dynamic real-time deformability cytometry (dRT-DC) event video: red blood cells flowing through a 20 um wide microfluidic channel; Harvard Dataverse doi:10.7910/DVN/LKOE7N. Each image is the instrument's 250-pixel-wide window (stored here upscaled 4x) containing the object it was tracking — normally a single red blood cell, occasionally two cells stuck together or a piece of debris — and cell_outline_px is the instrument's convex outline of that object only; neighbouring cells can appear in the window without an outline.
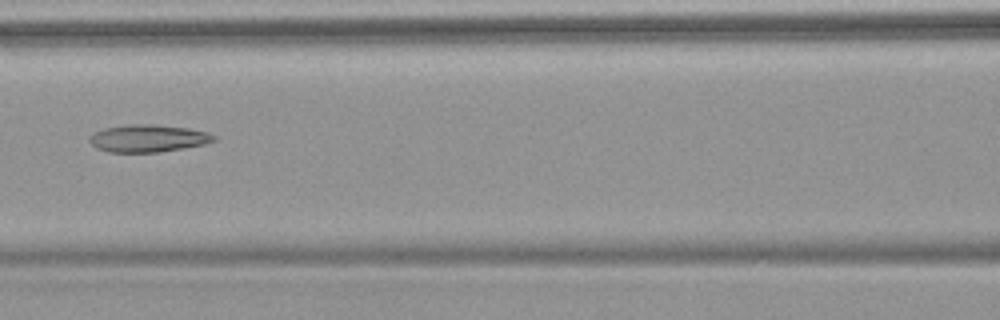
{"species": "common noctule bat (a hibernating species)", "species_latin": "Nyctalus noctula", "temperature_condition": "warm", "stored_images_in_passage": 6, "camera_frame_rate_fps": 3000, "um_per_image_px": 0.085, "animal": {"sex": "female", "body_mass_g": 18.4}, "frame": {"image": 1, "passage_image": 6, "time_ms": 7.0, "image_size_px": [1000, 320], "cell_outline_px": [[216, 140], [204, 144], [184, 148], [160, 152], [108, 152], [96, 148], [88, 140], [88, 136], [104, 128], [132, 124], [152, 124], [188, 128], [208, 132], [216, 136]], "centroid_in_image_um": [12.58, 11.76], "position_along_channel_um": 154.0, "area_um2": 19.88}}